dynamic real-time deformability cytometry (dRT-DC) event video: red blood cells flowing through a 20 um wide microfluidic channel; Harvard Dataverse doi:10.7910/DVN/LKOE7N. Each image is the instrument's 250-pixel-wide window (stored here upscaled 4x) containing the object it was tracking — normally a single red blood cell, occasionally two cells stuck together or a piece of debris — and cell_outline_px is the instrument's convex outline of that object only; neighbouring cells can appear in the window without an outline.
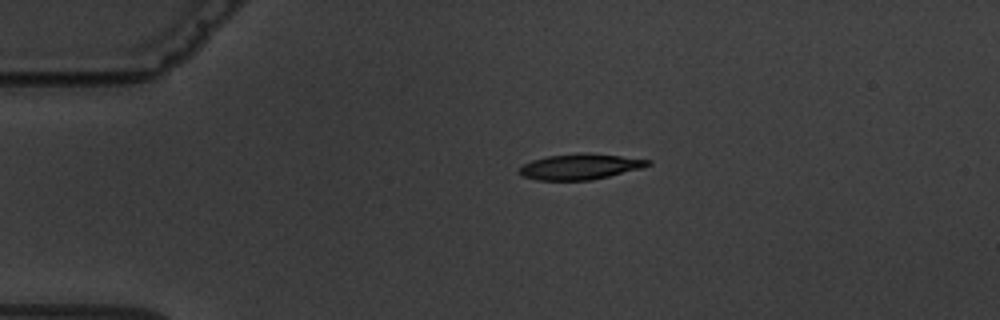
{"species": "common noctule bat (a hibernating species)", "species_latin": "Nyctalus noctula", "temperature_condition": "warm", "stored_images_in_passage": 2, "camera_frame_rate_fps": 3000, "um_per_image_px": 0.085, "animal": {"sex": "male", "body_mass_g": 19.5, "forearm_length_mm": 54.6}, "frame": {"image": 1, "passage_image": 2, "time_ms": 2.0, "image_size_px": [1000, 320], "cell_outline_px": [[652, 164], [640, 168], [592, 180], [536, 180], [524, 176], [520, 172], [520, 168], [524, 164], [532, 160], [548, 156], [576, 152], [588, 152], [652, 160]], "centroid_in_image_um": [49.32, 14.15], "position_along_channel_um": 35.7, "area_um2": 19.13}}